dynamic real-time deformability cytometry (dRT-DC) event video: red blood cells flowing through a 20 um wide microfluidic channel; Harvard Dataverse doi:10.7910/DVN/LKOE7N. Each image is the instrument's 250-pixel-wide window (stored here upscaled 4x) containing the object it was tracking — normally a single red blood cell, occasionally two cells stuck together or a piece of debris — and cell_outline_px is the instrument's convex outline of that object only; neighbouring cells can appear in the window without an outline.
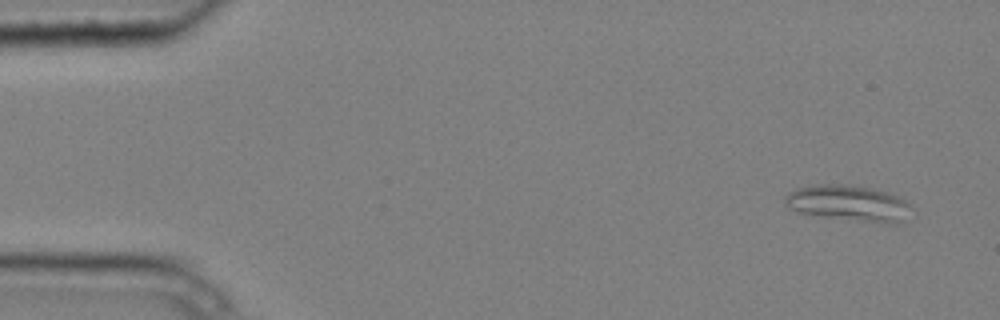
{"species": "common noctule bat (a hibernating species)", "species_latin": "Nyctalus noctula", "temperature_condition": "cold", "stored_images_in_passage": 4, "camera_frame_rate_fps": 3000, "um_per_image_px": 0.085, "animal": {"sex": "male", "body_mass_g": 20.4}, "frame": {"image": 1, "passage_image": 1, "time_ms": 0.0, "image_size_px": [1000, 320], "cell_outline_px": [[916, 208], [896, 224], [888, 224], [856, 220], [800, 212], [784, 204], [784, 200], [788, 192], [796, 188], [816, 184], [840, 184], [872, 188], [904, 196]], "centroid_in_image_um": [72.25, 17.25], "position_along_channel_um": 12.8, "area_um2": 26.59}}